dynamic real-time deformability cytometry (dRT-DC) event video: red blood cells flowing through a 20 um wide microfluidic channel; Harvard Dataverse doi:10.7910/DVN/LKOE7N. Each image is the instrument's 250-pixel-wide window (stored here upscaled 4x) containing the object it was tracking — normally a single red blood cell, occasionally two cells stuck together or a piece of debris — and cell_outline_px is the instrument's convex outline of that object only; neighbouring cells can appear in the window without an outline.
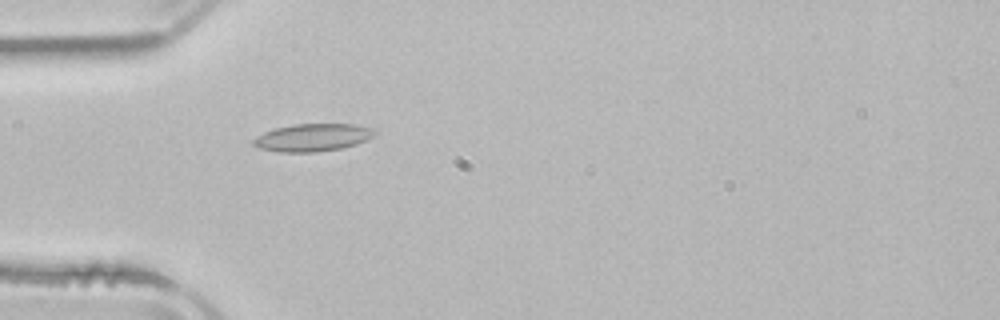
{"species": "common noctule bat (a hibernating species)", "species_latin": "Nyctalus noctula", "temperature_condition": "room temperature", "stored_images_in_passage": 1, "camera_frame_rate_fps": 3000, "um_per_image_px": 0.085, "animal": {"sex": "male", "body_mass_g": 21.5, "forearm_length_mm": 52.0}, "frame": {"image": 1, "passage_image": 1, "time_ms": 0.0, "image_size_px": [1000, 320], "cell_outline_px": [[376, 132], [368, 140], [356, 144], [340, 148], [316, 152], [280, 152], [260, 148], [252, 144], [252, 140], [256, 136], [264, 132], [276, 128], [292, 124], [356, 124], [372, 128]], "centroid_in_image_um": [26.57, 11.68], "position_along_channel_um": 58.4, "area_um2": 19.48}}